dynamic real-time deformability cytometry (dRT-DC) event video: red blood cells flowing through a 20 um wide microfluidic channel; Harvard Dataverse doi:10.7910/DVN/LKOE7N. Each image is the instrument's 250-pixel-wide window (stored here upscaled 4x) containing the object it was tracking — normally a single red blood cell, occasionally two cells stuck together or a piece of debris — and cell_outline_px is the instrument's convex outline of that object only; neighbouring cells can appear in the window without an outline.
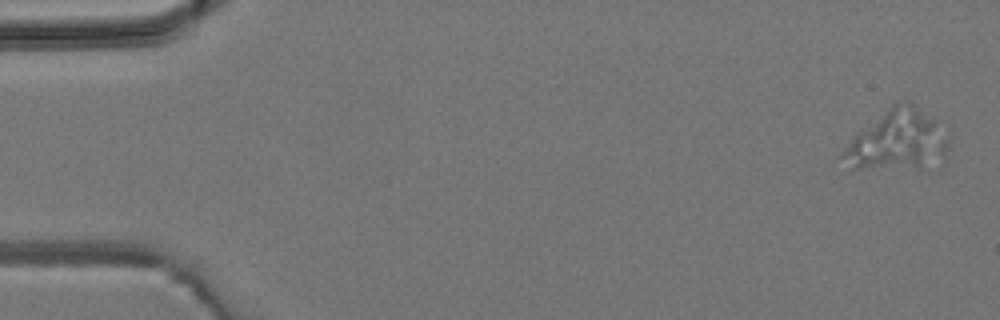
{"species": "common noctule bat (a hibernating species)", "species_latin": "Nyctalus noctula", "temperature_condition": "room temperature", "stored_images_in_passage": 4, "camera_frame_rate_fps": 3000, "um_per_image_px": 0.085, "animal": {"sex": "male", "body_mass_g": 19.2, "forearm_length_mm": 51.8}, "frame": {"image": 1, "passage_image": 1, "time_ms": 0.0, "image_size_px": [1000, 320], "cell_outline_px": [[948, 160], [928, 172], [852, 172], [836, 156], [856, 132], [896, 100], [908, 100], [936, 120], [948, 140]], "centroid_in_image_um": [76.25, 12.1], "position_along_channel_um": 8.8, "area_um2": 40.86}}
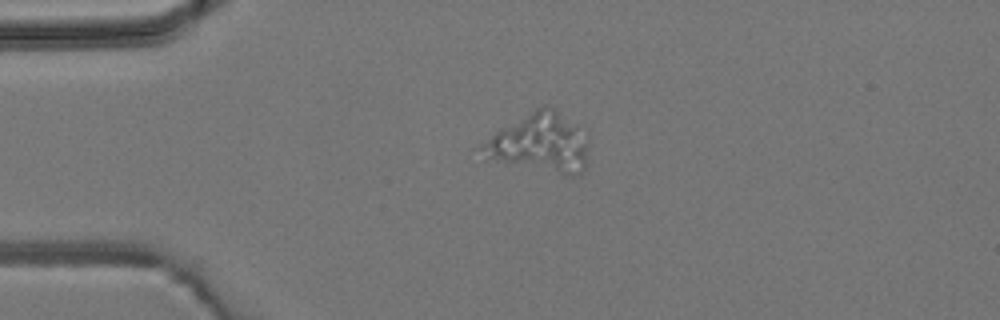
{"frame": {"image": 2, "passage_image": 4, "time_ms": 3.333, "image_size_px": [1000, 320], "cell_outline_px": [[588, 144], [584, 168], [580, 172], [560, 172], [484, 160], [476, 148], [496, 132], [536, 108], [544, 104], [548, 104], [556, 108], [588, 136]], "centroid_in_image_um": [45.82, 12.11], "position_along_channel_um": 39.2, "area_um2": 35.95}}